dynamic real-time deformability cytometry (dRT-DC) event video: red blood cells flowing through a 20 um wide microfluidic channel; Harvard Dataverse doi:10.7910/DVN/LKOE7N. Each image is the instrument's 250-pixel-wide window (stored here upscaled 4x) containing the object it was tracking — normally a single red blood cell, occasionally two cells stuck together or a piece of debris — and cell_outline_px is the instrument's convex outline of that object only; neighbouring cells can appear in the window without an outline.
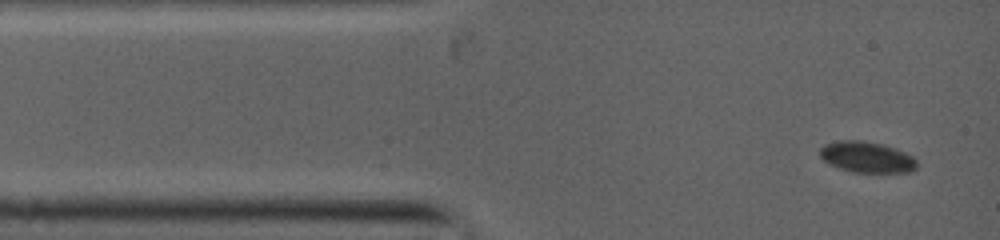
{"species": "common noctule bat (a hibernating species)", "species_latin": "Nyctalus noctula", "temperature_condition": "warm", "stored_images_in_passage": 4, "camera_frame_rate_fps": 5000, "um_per_image_px": 0.085, "animal": {"sex": "female", "body_mass_g": 19.0, "forearm_length_mm": 53.3}, "frame": {"image": 1, "passage_image": 1, "time_ms": 0.0, "image_size_px": [1000, 240], "cell_outline_px": [[916, 168], [908, 172], [852, 172], [840, 168], [824, 160], [820, 156], [820, 148], [828, 144], [844, 140], [852, 140], [876, 144], [892, 148], [912, 156], [916, 160]], "centroid_in_image_um": [73.67, 13.38], "position_along_channel_um": 11.3, "area_um2": 16.7}}
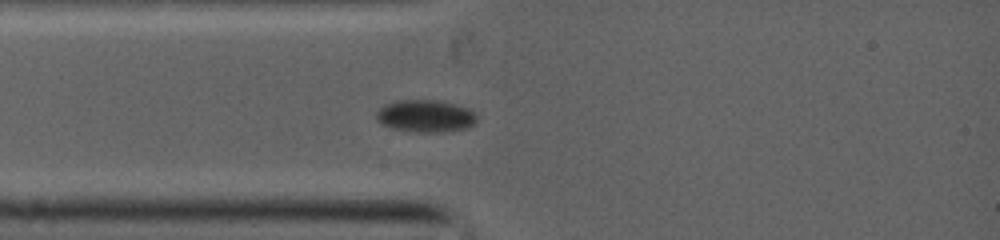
{"frame": {"image": 2, "passage_image": 4, "time_ms": 2.2, "image_size_px": [1000, 240], "cell_outline_px": [[476, 120], [468, 128], [440, 132], [424, 132], [396, 128], [384, 124], [376, 116], [376, 112], [380, 108], [388, 104], [400, 100], [432, 100], [452, 104], [464, 108], [472, 112], [476, 116]], "centroid_in_image_um": [36.18, 9.86], "position_along_channel_um": 48.8, "area_um2": 18.03}}